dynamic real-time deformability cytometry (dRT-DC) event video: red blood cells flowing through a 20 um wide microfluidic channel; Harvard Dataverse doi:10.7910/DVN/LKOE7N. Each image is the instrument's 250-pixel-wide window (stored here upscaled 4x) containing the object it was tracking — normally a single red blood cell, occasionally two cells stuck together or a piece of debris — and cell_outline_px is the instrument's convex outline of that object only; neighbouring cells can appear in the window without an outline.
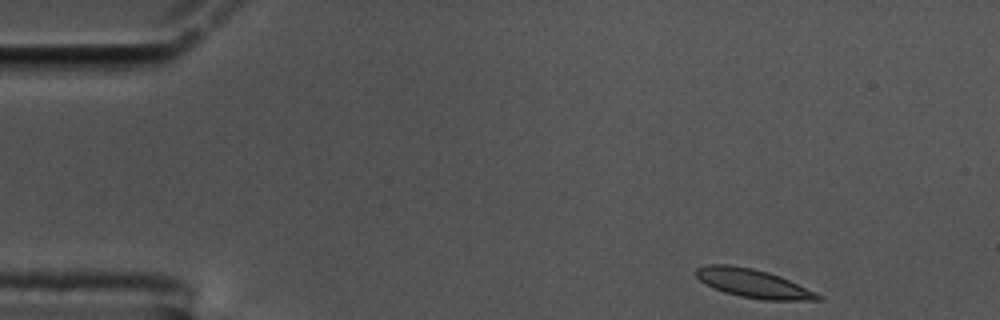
{"species": "common noctule bat (a hibernating species)", "species_latin": "Nyctalus noctula", "temperature_condition": "cold", "stored_images_in_passage": 51, "camera_frame_rate_fps": 3000, "um_per_image_px": 0.085, "animal": {"sex": "male", "body_mass_g": 17.5, "forearm_length_mm": 52.3}, "frame": {"image": 1, "passage_image": 1, "time_ms": 0.0, "image_size_px": [1000, 320], "cell_outline_px": [[824, 300], [764, 300], [740, 296], [724, 292], [712, 288], [704, 284], [692, 272], [696, 268], [708, 264], [728, 264], [752, 268], [768, 272], [780, 276], [816, 292], [824, 296]], "centroid_in_image_um": [63.99, 24.09], "position_along_channel_um": 21.0, "area_um2": 20.52}}
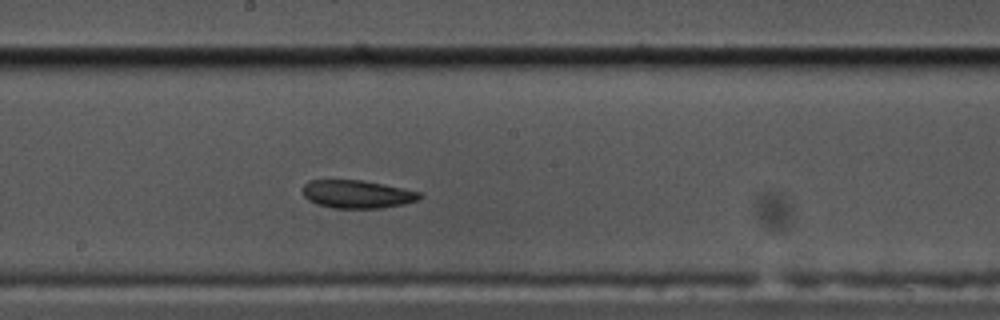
{"frame": {"image": 2, "passage_image": 25, "time_ms": 8.0, "image_size_px": [1000, 320], "cell_outline_px": [[420, 200], [404, 204], [380, 208], [332, 208], [316, 204], [308, 200], [304, 196], [304, 184], [308, 180], [360, 180], [420, 192]], "centroid_in_image_um": [30.32, 16.51], "position_along_channel_um": 217.9, "area_um2": 18.9}}
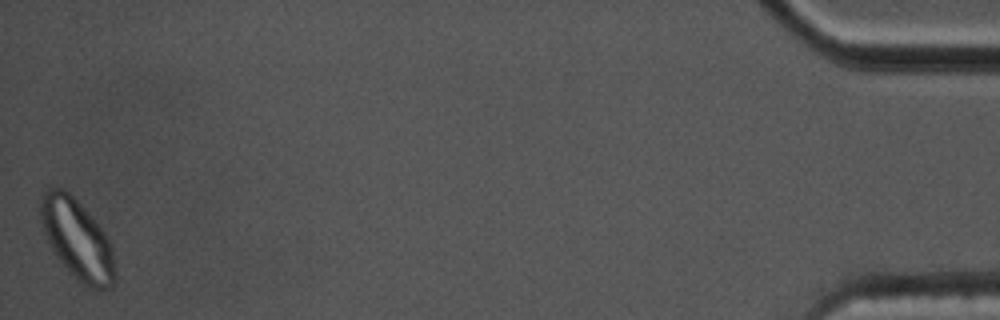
{"frame": {"image": 3, "passage_image": 51, "time_ms": 16.667, "image_size_px": [1000, 320], "cell_outline_px": [[116, 280], [112, 288], [92, 288], [84, 284], [56, 256], [48, 244], [44, 236], [40, 220], [36, 200], [40, 192], [48, 188], [64, 188], [92, 216], [104, 232], [112, 244], [116, 272]], "centroid_in_image_um": [6.52, 20.27], "position_along_channel_um": 428.7, "area_um2": 35.14}, "authors_computed_cell_mechanics": {"area_um2": 20.519, "velocity_mm_per_s": 3.5098, "shape_relaxation_time_tau1_ms": null, "shape_relaxation_time_tau2_ms": 3.1873, "deformation_change_tau1": null, "deformation_change_tau2": 0.0717}}